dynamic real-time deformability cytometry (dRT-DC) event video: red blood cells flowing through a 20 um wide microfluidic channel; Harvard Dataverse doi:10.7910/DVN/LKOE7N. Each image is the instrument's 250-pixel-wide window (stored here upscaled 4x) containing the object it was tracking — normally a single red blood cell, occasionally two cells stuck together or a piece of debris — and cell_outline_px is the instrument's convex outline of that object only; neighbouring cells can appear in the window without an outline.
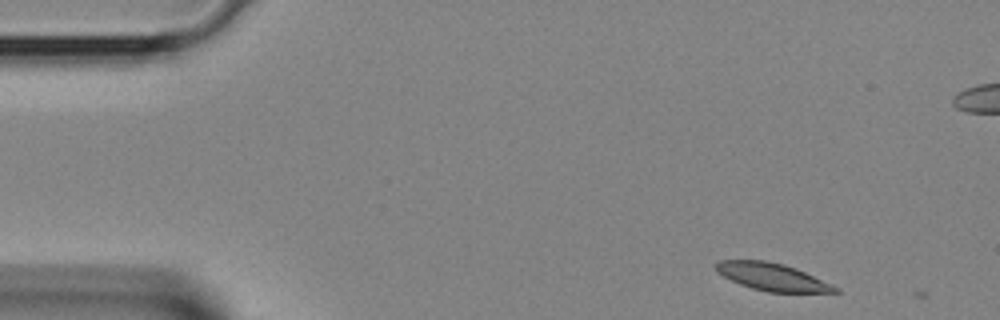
{"species": "Egyptian fruit bat (a non-hibernating species)", "species_latin": "Rousettus aegyptiacus", "temperature_condition": "room temperature", "stored_images_in_passage": 3, "camera_frame_rate_fps": 3000, "um_per_image_px": 0.085, "animal": {"sex": "female"}, "frame": {"image": 1, "passage_image": 2, "time_ms": 0.333, "image_size_px": [1000, 320], "cell_outline_px": [[840, 292], [768, 292], [752, 288], [740, 284], [716, 272], [716, 264], [720, 260], [764, 260], [784, 264], [796, 268], [832, 284], [840, 288]], "centroid_in_image_um": [65.66, 23.53], "position_along_channel_um": 19.3, "area_um2": 18.96}}